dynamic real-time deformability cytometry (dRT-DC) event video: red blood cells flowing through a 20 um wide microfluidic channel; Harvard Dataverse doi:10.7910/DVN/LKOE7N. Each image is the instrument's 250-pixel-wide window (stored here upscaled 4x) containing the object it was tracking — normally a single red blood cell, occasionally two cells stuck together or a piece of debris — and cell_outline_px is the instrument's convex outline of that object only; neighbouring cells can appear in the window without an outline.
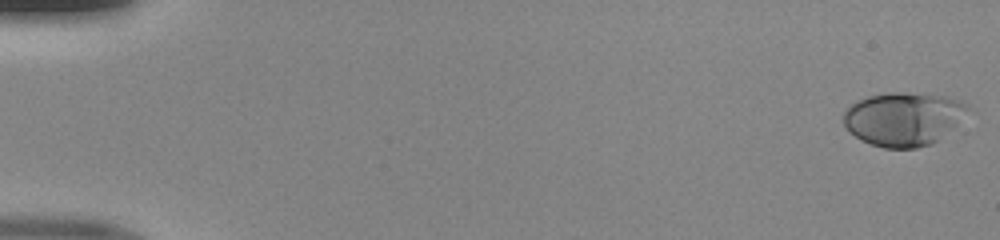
{"species": "human", "species_latin": "Homo sapiens", "temperature_condition": "room temperature", "stored_images_in_passage": 50, "camera_frame_rate_fps": 3000, "um_per_image_px": 0.085, "donor": {"sex": "male"}, "frame": {"image": 1, "passage_image": 1, "time_ms": 0.0, "image_size_px": [1000, 240], "cell_outline_px": [[968, 108], [956, 124], [952, 128], [932, 144], [916, 148], [884, 148], [860, 140], [844, 124], [844, 112], [852, 104], [868, 96], [892, 92], [904, 92], [948, 96], [960, 100], [968, 104]], "centroid_in_image_um": [76.79, 10.1], "position_along_channel_um": 8.2, "area_um2": 38.32}}
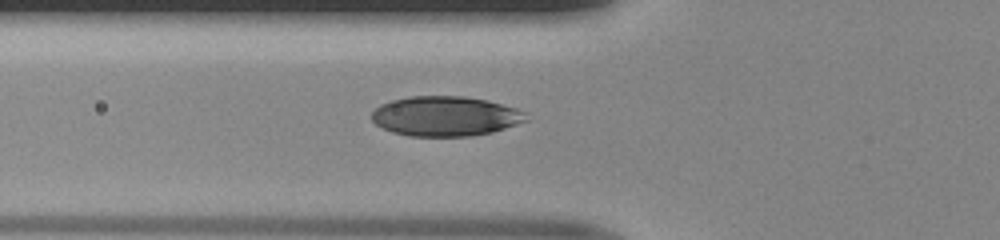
{"frame": {"image": 2, "passage_image": 19, "time_ms": 6.0, "image_size_px": [1000, 240], "cell_outline_px": [[532, 120], [492, 132], [472, 136], [408, 136], [392, 132], [376, 124], [372, 120], [372, 112], [380, 104], [392, 100], [408, 96], [464, 96], [488, 100], [516, 108], [528, 112]], "centroid_in_image_um": [37.93, 9.87], "position_along_channel_um": 87.9, "area_um2": 36.3}}
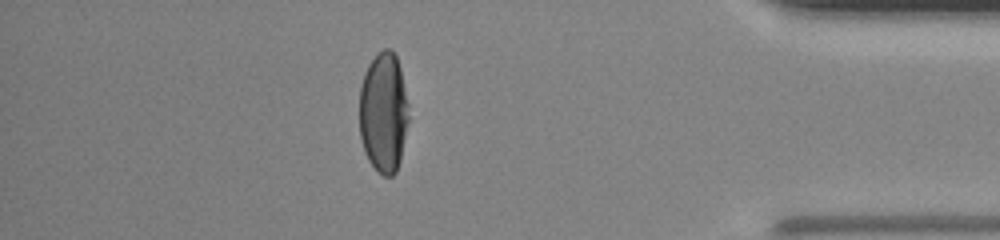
{"frame": {"image": 3, "passage_image": 44, "time_ms": 14.333, "image_size_px": [1000, 240], "cell_outline_px": [[408, 120], [400, 160], [396, 172], [392, 176], [384, 176], [368, 160], [364, 152], [360, 136], [360, 88], [364, 72], [368, 64], [384, 48], [392, 48], [396, 56], [400, 68], [408, 104]], "centroid_in_image_um": [32.59, 9.55], "position_along_channel_um": 402.6, "area_um2": 34.39}}